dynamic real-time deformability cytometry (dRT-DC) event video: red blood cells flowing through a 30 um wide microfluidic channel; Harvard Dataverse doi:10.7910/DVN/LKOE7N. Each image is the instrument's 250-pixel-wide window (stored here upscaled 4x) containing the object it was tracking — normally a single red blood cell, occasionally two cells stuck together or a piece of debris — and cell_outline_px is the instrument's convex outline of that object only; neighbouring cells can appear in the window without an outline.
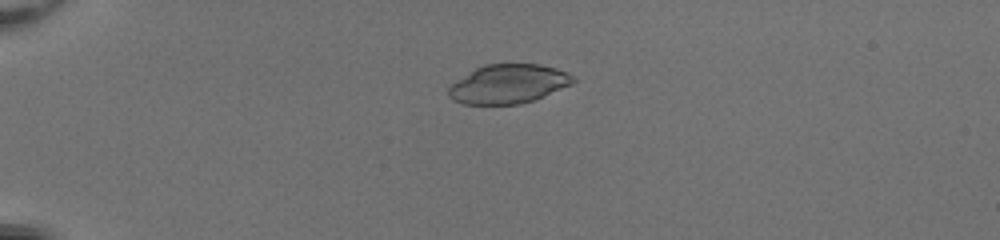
{"species": "common noctule bat (a hibernating species)", "species_latin": "Nyctalus noctula", "temperature_condition": "room temperature", "stored_images_in_passage": 53, "camera_frame_rate_fps": 3000, "um_per_image_px": 0.085, "animal": {"sex": "female", "body_mass_g": 20.0, "forearm_length_mm": 54.0}, "frame": {"image": 1, "passage_image": 16, "time_ms": 5.0, "image_size_px": [1000, 240], "cell_outline_px": [[576, 80], [572, 84], [532, 100], [520, 104], [464, 104], [452, 100], [448, 96], [448, 84], [476, 68], [484, 64], [540, 64], [556, 68], [568, 72], [576, 76]], "centroid_in_image_um": [43.18, 7.13], "position_along_channel_um": 41.8, "area_um2": 28.5}}
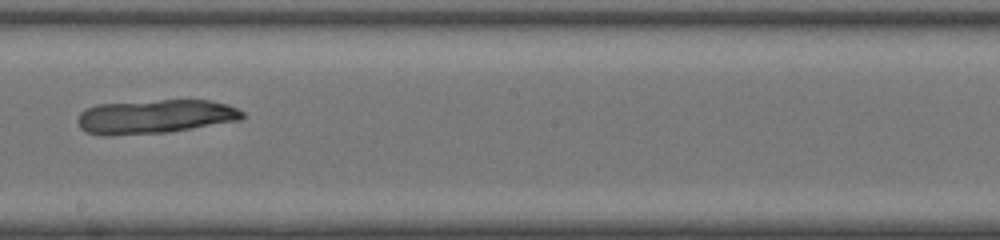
{"frame": {"image": 2, "passage_image": 34, "time_ms": 11.0, "image_size_px": [1000, 240], "cell_outline_px": [[244, 116], [240, 120], [168, 132], [112, 136], [100, 136], [84, 132], [80, 128], [76, 120], [80, 112], [84, 108], [96, 104], [160, 100], [208, 100], [228, 104], [244, 112]], "centroid_in_image_um": [13.1, 9.92], "position_along_channel_um": 235.1, "area_um2": 33.0}}
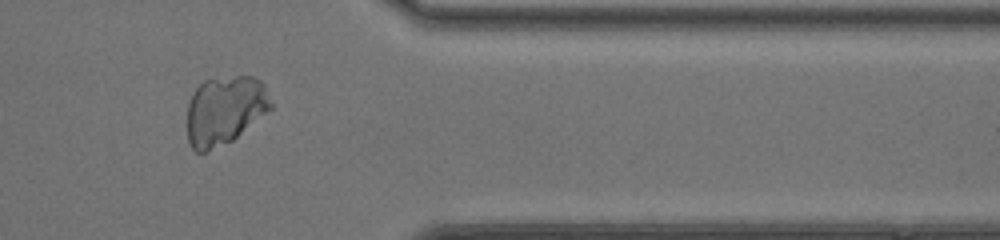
{"frame": {"image": 3, "passage_image": 46, "time_ms": 15.0, "image_size_px": [1000, 240], "cell_outline_px": [[272, 108], [232, 140], [204, 152], [196, 152], [188, 144], [188, 104], [196, 88], [204, 80], [236, 76], [252, 76], [260, 80], [264, 84], [272, 104]], "centroid_in_image_um": [19.1, 9.36], "position_along_channel_um": 392.3, "area_um2": 33.18}}